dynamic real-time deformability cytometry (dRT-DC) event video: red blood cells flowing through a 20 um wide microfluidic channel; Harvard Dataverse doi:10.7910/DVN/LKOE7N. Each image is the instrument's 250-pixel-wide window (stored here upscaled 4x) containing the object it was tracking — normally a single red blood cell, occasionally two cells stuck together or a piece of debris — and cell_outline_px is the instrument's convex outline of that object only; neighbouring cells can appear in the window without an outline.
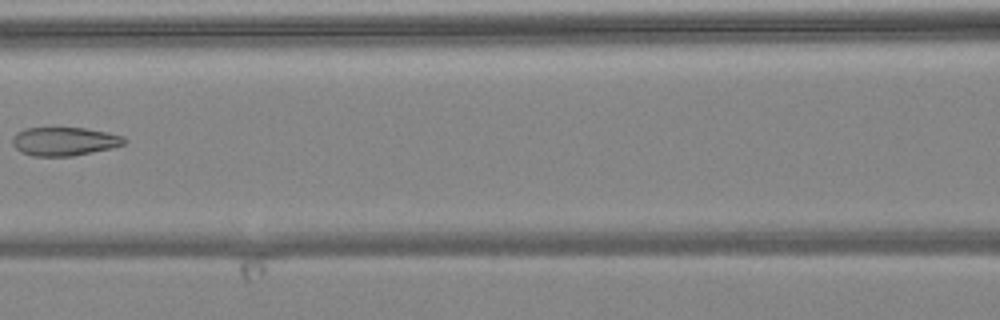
{"species": "common noctule bat (a hibernating species)", "species_latin": "Nyctalus noctula", "temperature_condition": "warm", "stored_images_in_passage": 5, "camera_frame_rate_fps": 3000, "um_per_image_px": 0.085, "animal": {"sex": "female", "body_mass_g": 24.6, "forearm_length_mm": 56.2}, "frame": {"image": 1, "passage_image": 5, "time_ms": 4.667, "image_size_px": [1000, 320], "cell_outline_px": [[128, 140], [124, 144], [112, 148], [72, 156], [32, 156], [20, 152], [12, 144], [12, 140], [16, 132], [24, 128], [84, 128], [108, 132], [124, 136]], "centroid_in_image_um": [5.47, 12.02], "position_along_channel_um": 161.1, "area_um2": 18.73}}